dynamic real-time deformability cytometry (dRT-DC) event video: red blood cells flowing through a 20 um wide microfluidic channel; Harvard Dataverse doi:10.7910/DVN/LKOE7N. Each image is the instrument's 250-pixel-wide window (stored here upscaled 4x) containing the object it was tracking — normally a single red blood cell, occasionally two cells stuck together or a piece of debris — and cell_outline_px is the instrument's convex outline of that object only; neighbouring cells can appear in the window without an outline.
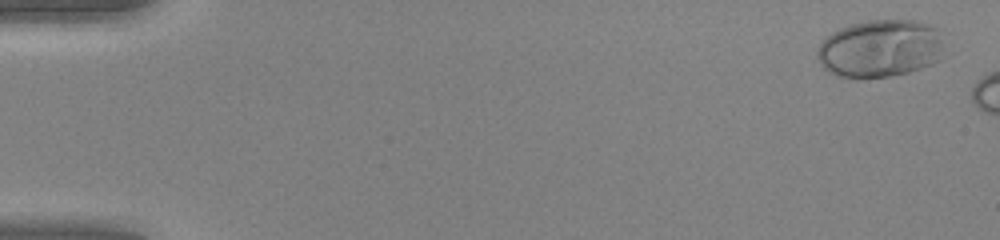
{"species": "human", "species_latin": "Homo sapiens", "temperature_condition": "warm", "stored_images_in_passage": 8, "camera_frame_rate_fps": 3000, "um_per_image_px": 0.085, "donor": {"sex": "female"}, "frame": {"image": 1, "passage_image": 2, "time_ms": 0.333, "image_size_px": [1000, 240], "cell_outline_px": [[940, 60], [932, 64], [908, 72], [892, 76], [860, 80], [856, 80], [836, 76], [828, 72], [820, 64], [816, 56], [816, 52], [820, 44], [832, 32], [840, 28], [852, 24], [868, 20], [916, 20], [940, 28]], "centroid_in_image_um": [74.77, 4.15], "position_along_channel_um": 10.2, "area_um2": 43.18}}